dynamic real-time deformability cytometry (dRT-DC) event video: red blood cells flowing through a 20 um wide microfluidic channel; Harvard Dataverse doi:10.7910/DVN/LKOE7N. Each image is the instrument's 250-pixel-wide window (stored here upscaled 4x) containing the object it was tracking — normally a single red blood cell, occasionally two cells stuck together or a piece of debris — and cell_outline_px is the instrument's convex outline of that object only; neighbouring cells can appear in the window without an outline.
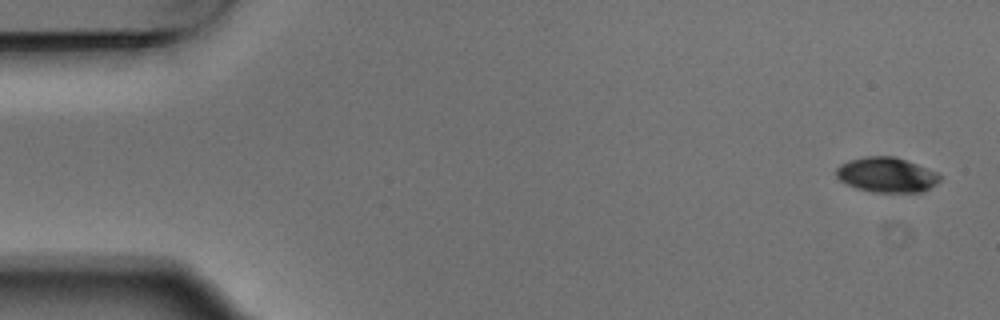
{"species": "Egyptian fruit bat (a non-hibernating species)", "species_latin": "Rousettus aegyptiacus", "temperature_condition": "warm", "stored_images_in_passage": 10, "segment_of_instrument_passage": [1, 2], "camera_frame_rate_fps": 3000, "um_per_image_px": 0.085, "animal": {"sex": "male"}, "frame": {"image": 1, "passage_image": 1, "time_ms": 0.0, "image_size_px": [1000, 320], "cell_outline_px": [[940, 180], [936, 184], [920, 192], [872, 192], [856, 188], [844, 184], [836, 176], [836, 168], [840, 164], [864, 156], [896, 156], [936, 172], [940, 176]], "centroid_in_image_um": [75.33, 14.86], "position_along_channel_um": 9.7, "area_um2": 21.04}}
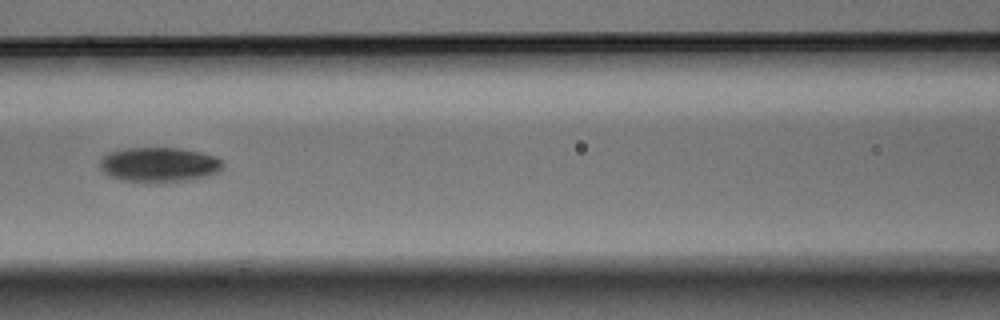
{"frame": {"image": 2, "passage_image": 7, "time_ms": 2.0, "image_size_px": [1000, 320], "cell_outline_px": [[224, 164], [220, 172], [212, 176], [192, 180], [160, 184], [144, 184], [120, 180], [108, 176], [100, 168], [100, 160], [108, 152], [128, 148], [180, 148], [200, 152], [216, 156]], "centroid_in_image_um": [13.55, 14.04], "position_along_channel_um": 153.1, "area_um2": 25.89}}
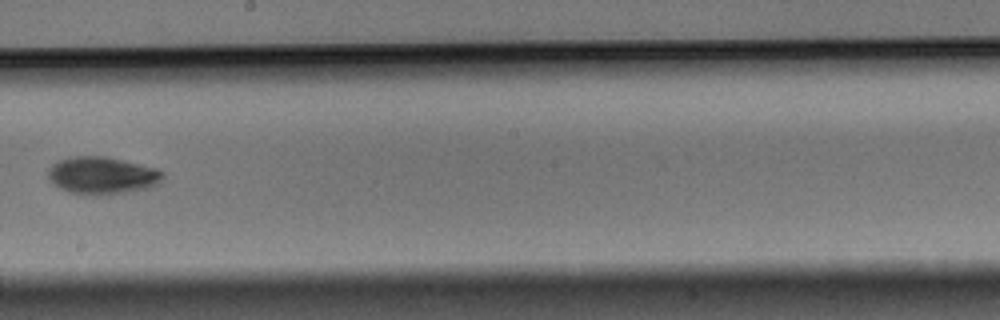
{"frame": {"image": 3, "passage_image": 9, "time_ms": 2.667, "image_size_px": [1000, 320], "cell_outline_px": [[164, 176], [152, 188], [108, 196], [92, 196], [68, 192], [60, 188], [48, 176], [48, 168], [56, 160], [72, 156], [104, 156], [140, 164], [156, 168], [164, 172]], "centroid_in_image_um": [8.69, 14.93], "position_along_channel_um": 239.5, "area_um2": 25.43}}